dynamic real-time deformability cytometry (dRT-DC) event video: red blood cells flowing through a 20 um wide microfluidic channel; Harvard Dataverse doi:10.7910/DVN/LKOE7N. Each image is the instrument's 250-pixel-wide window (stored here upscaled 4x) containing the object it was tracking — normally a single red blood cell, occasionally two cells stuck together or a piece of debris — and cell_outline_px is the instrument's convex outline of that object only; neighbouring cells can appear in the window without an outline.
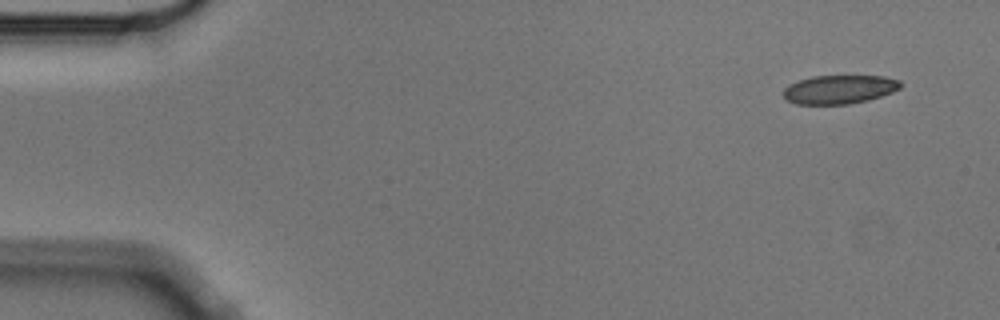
{"species": "Egyptian fruit bat (a non-hibernating species)", "species_latin": "Rousettus aegyptiacus", "temperature_condition": "cold", "stored_images_in_passage": 6, "camera_frame_rate_fps": 3000, "um_per_image_px": 0.085, "animal": {"sex": "male"}, "frame": {"image": 1, "passage_image": 1, "time_ms": 0.0, "image_size_px": [1000, 320], "cell_outline_px": [[904, 84], [900, 88], [892, 92], [868, 100], [848, 104], [796, 104], [788, 100], [784, 96], [784, 88], [788, 84], [812, 76], [884, 76], [900, 80]], "centroid_in_image_um": [71.37, 7.59], "position_along_channel_um": 13.6, "area_um2": 19.59}}
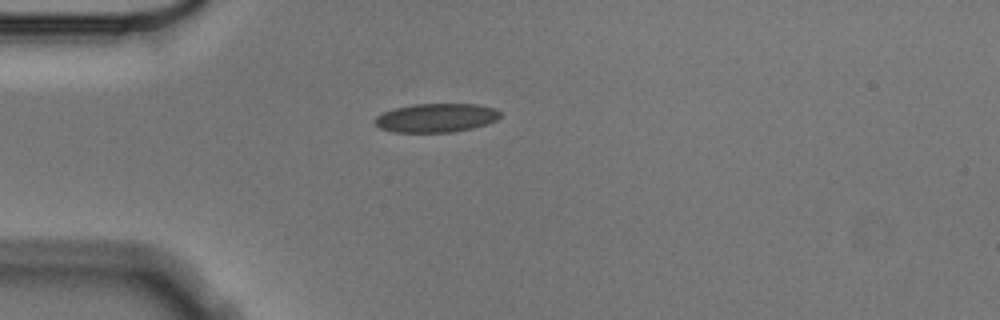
{"frame": {"image": 2, "passage_image": 4, "time_ms": 1.0, "image_size_px": [1000, 320], "cell_outline_px": [[500, 116], [496, 120], [472, 128], [452, 132], [392, 132], [380, 128], [372, 120], [376, 116], [384, 112], [396, 108], [412, 104], [476, 104], [496, 108], [500, 112]], "centroid_in_image_um": [37.05, 10.01], "position_along_channel_um": 47.9, "area_um2": 20.98}}
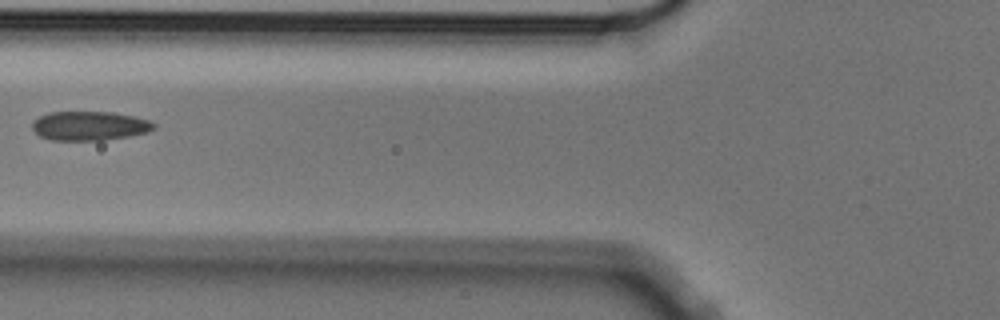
{"frame": {"image": 3, "passage_image": 6, "time_ms": 1.667, "image_size_px": [1000, 320], "cell_outline_px": [[156, 128], [148, 132], [128, 136], [104, 140], [52, 140], [40, 136], [32, 128], [32, 124], [40, 116], [48, 112], [112, 112], [132, 116], [148, 120], [156, 124]], "centroid_in_image_um": [7.62, 10.7], "position_along_channel_um": 118.2, "area_um2": 20.52}}